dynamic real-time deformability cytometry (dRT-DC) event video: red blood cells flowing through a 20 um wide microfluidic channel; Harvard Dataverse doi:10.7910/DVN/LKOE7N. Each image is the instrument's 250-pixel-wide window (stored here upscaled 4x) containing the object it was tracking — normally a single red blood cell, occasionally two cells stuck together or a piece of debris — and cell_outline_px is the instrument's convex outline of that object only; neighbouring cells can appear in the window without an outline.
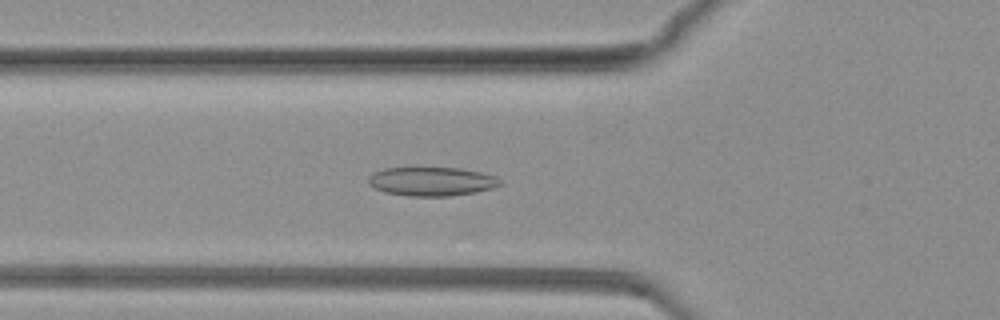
{"species": "common noctule bat (a hibernating species)", "species_latin": "Nyctalus noctula", "temperature_condition": "warm", "stored_images_in_passage": 83, "camera_frame_rate_fps": 3000, "um_per_image_px": 0.085, "animal": {"sex": "female", "body_mass_g": 19.3, "forearm_length_mm": 54.1}, "frame": {"image": 1, "passage_image": 30, "time_ms": 9.667, "image_size_px": [1000, 320], "cell_outline_px": [[500, 184], [492, 188], [476, 192], [448, 196], [408, 196], [384, 192], [368, 184], [368, 176], [372, 172], [384, 168], [460, 168], [480, 172], [496, 176], [500, 180]], "centroid_in_image_um": [36.65, 15.42], "position_along_channel_um": 89.1, "area_um2": 22.14}}
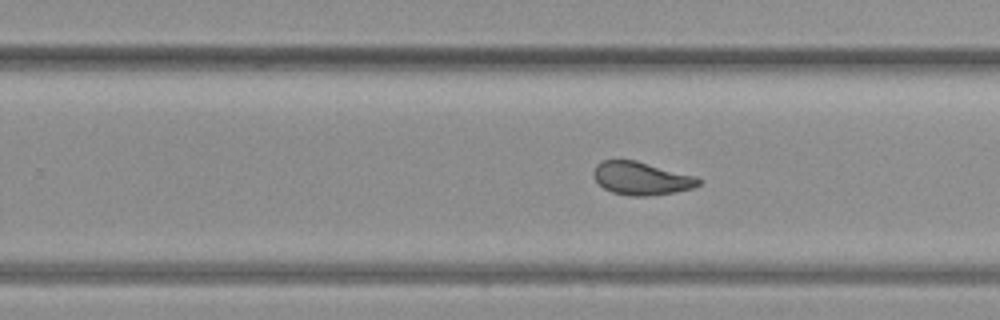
{"frame": {"image": 2, "passage_image": 52, "time_ms": 17.0, "image_size_px": [1000, 320], "cell_outline_px": [[704, 180], [700, 184], [692, 188], [676, 192], [648, 196], [628, 196], [612, 192], [604, 188], [592, 176], [592, 172], [596, 164], [604, 160], [636, 160], [696, 176]], "centroid_in_image_um": [54.53, 15.16], "position_along_channel_um": 275.3, "area_um2": 20.4}}
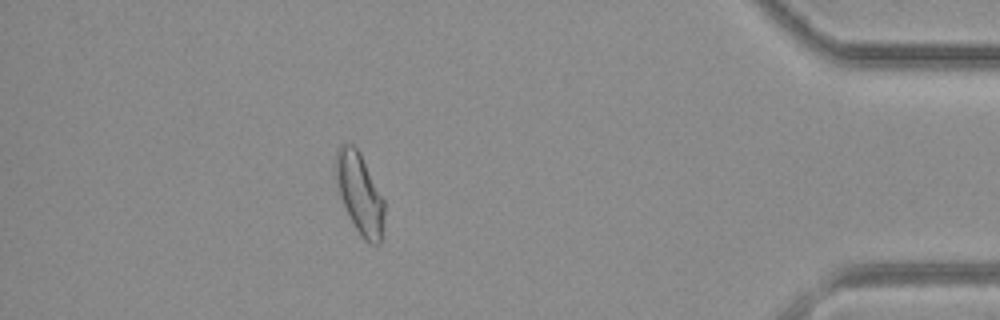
{"frame": {"image": 3, "passage_image": 73, "time_ms": 24.0, "image_size_px": [1000, 320], "cell_outline_px": [[384, 216], [380, 244], [368, 244], [364, 240], [356, 228], [336, 192], [336, 152], [340, 144], [352, 144], [360, 152], [384, 200]], "centroid_in_image_um": [30.56, 16.45], "position_along_channel_um": 404.6, "area_um2": 22.83}}